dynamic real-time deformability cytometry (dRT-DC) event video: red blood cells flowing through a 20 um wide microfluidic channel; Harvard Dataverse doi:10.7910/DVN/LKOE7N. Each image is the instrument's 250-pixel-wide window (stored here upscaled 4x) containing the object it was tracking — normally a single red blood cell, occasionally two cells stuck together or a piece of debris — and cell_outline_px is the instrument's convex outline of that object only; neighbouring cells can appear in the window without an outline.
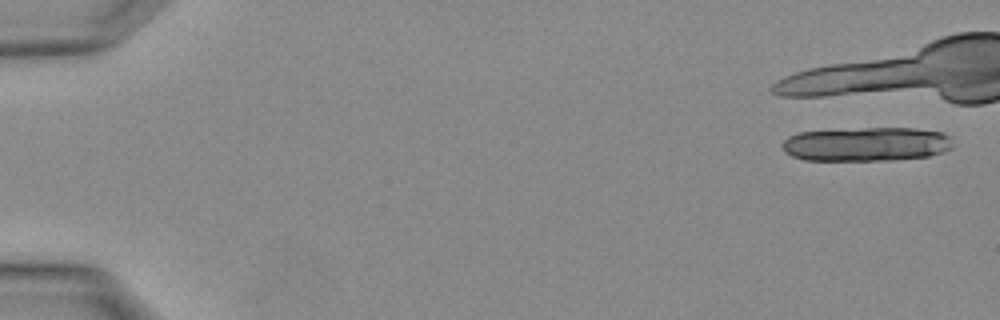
{"species": "Egyptian fruit bat (a non-hibernating species)", "species_latin": "Rousettus aegyptiacus", "temperature_condition": "warm", "stored_images_in_passage": 3, "segment_of_instrument_passage": [2, 2], "camera_frame_rate_fps": 3000, "um_per_image_px": 0.085, "animal": {"sex": "female"}, "frame": {"image": 1, "passage_image": 3, "time_ms": 0.667, "image_size_px": [1000, 320], "cell_outline_px": [[952, 148], [944, 152], [928, 156], [892, 160], [804, 160], [792, 156], [784, 152], [780, 144], [788, 136], [800, 132], [864, 128], [916, 128], [944, 132], [952, 136]], "centroid_in_image_um": [73.67, 12.25], "position_along_channel_um": 11.3, "area_um2": 34.22}}